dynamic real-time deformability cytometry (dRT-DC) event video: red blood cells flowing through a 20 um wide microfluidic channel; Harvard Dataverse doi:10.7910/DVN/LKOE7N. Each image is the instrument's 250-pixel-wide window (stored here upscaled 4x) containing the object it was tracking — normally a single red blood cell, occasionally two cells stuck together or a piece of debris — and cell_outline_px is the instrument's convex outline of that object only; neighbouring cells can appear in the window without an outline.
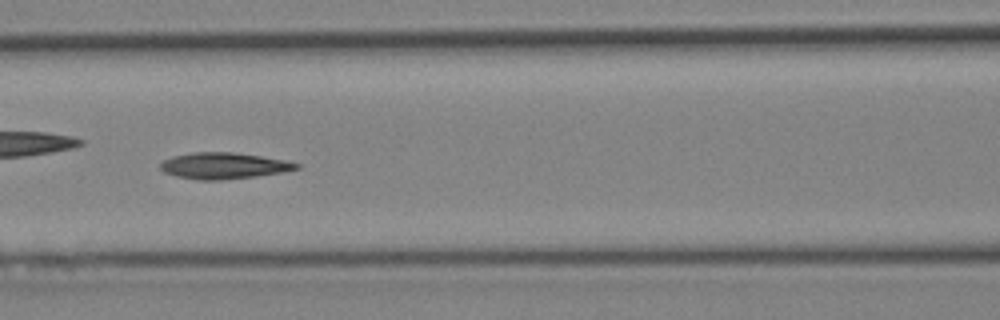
{"species": "Egyptian fruit bat (a non-hibernating species)", "species_latin": "Rousettus aegyptiacus", "temperature_condition": "cold", "stored_images_in_passage": 43, "camera_frame_rate_fps": 3000, "um_per_image_px": 0.085, "animal": {"sex": "female"}, "frame": {"image": 1, "passage_image": 19, "time_ms": 6.0, "image_size_px": [1000, 320], "cell_outline_px": [[300, 168], [280, 172], [256, 176], [220, 180], [200, 180], [176, 176], [164, 172], [160, 168], [160, 164], [164, 160], [172, 156], [192, 152], [232, 152], [260, 156], [284, 160], [300, 164]], "centroid_in_image_um": [18.98, 14.08], "position_along_channel_um": 147.6, "area_um2": 20.63}}